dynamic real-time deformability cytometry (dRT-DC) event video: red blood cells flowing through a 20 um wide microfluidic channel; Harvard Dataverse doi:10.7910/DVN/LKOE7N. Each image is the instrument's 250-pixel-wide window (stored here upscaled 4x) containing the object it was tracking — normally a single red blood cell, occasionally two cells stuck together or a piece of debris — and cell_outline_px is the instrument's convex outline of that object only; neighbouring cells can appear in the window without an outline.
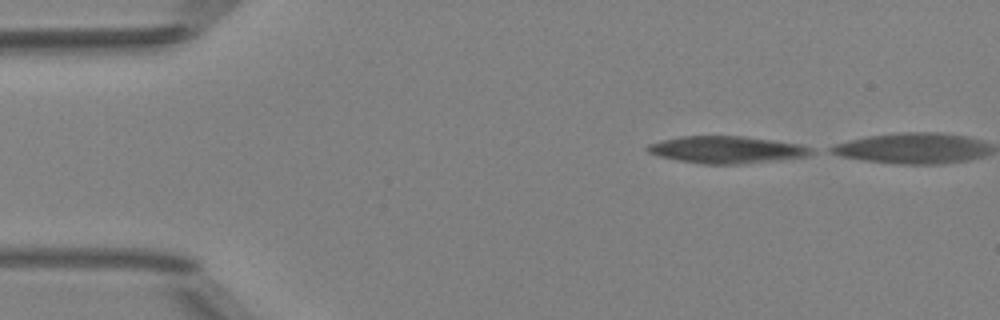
{"species": "Egyptian fruit bat (a non-hibernating species)", "species_latin": "Rousettus aegyptiacus", "temperature_condition": "room temperature", "stored_images_in_passage": 10, "camera_frame_rate_fps": 3000, "um_per_image_px": 0.085, "animal": {"sex": "female"}, "frame": {"image": 1, "passage_image": 1, "time_ms": 0.0, "image_size_px": [1000, 320], "cell_outline_px": [[816, 152], [808, 156], [744, 164], [700, 164], [660, 156], [648, 152], [644, 148], [648, 144], [680, 136], [744, 136], [804, 144], [812, 148]], "centroid_in_image_um": [61.82, 12.72], "position_along_channel_um": 23.2, "area_um2": 26.01}}